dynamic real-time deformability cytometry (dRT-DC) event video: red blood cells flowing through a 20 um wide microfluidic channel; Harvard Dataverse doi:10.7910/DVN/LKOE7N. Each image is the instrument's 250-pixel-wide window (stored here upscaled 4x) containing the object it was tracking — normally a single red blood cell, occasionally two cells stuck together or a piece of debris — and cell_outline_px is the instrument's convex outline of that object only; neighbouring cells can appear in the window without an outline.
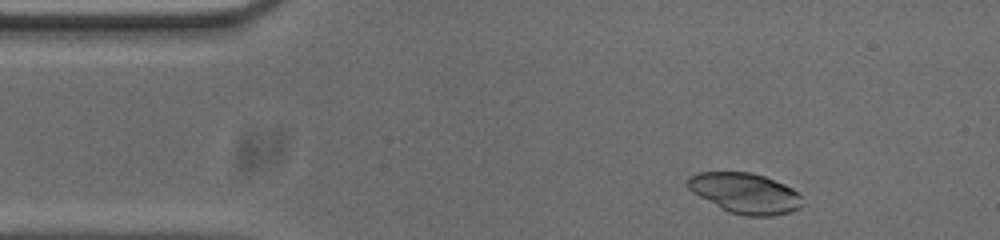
{"species": "common noctule bat (a hibernating species)", "species_latin": "Nyctalus noctula", "temperature_condition": "cold", "stored_images_in_passage": 50, "camera_frame_rate_fps": 3000, "um_per_image_px": 0.085, "animal": {"sex": "male", "body_mass_g": 20.0, "forearm_length_mm": 53.3}, "frame": {"image": 1, "passage_image": 3, "time_ms": 0.667, "image_size_px": [1000, 240], "cell_outline_px": [[800, 208], [788, 212], [772, 216], [744, 216], [728, 212], [720, 208], [692, 192], [688, 188], [688, 176], [696, 172], [752, 172], [764, 176], [784, 184], [792, 188], [800, 196]], "centroid_in_image_um": [63.29, 16.42], "position_along_channel_um": 21.7, "area_um2": 26.88}}
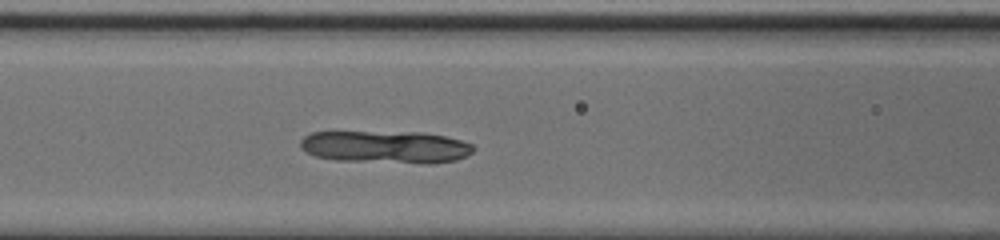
{"frame": {"image": 2, "passage_image": 17, "time_ms": 5.333, "image_size_px": [1000, 240], "cell_outline_px": [[476, 148], [468, 156], [456, 160], [432, 164], [420, 164], [336, 160], [316, 156], [308, 152], [300, 144], [300, 140], [304, 136], [312, 132], [420, 132], [444, 136], [460, 140], [472, 144]], "centroid_in_image_um": [32.84, 12.5], "position_along_channel_um": 133.8, "area_um2": 32.95}}
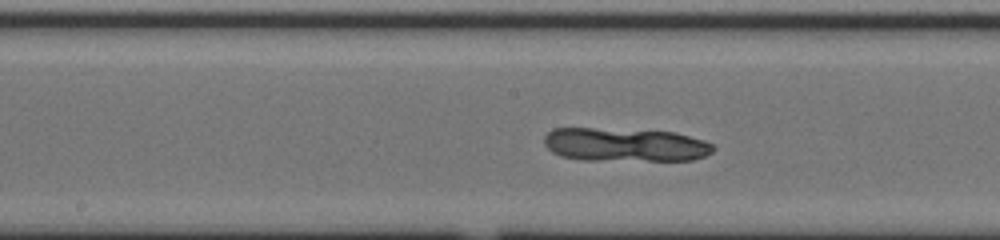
{"frame": {"image": 3, "passage_image": 22, "time_ms": 7.0, "image_size_px": [1000, 240], "cell_outline_px": [[716, 148], [712, 152], [704, 156], [692, 160], [580, 160], [560, 156], [552, 152], [544, 144], [544, 136], [552, 128], [592, 128], [672, 132], [704, 140], [712, 144]], "centroid_in_image_um": [53.09, 12.31], "position_along_channel_um": 195.1, "area_um2": 33.06}}